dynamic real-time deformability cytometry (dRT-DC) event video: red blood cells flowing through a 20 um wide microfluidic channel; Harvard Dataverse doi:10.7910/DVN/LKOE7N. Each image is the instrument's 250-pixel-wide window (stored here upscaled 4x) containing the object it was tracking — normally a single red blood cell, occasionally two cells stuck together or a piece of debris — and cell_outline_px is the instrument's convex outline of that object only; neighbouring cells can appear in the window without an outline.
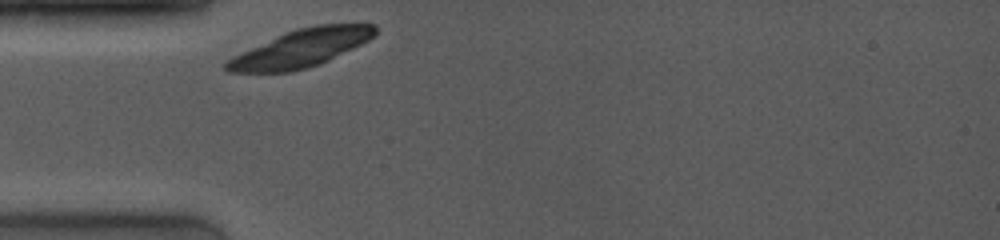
{"species": "common noctule bat (a hibernating species)", "species_latin": "Nyctalus noctula", "temperature_condition": "room temperature", "stored_images_in_passage": 1, "camera_frame_rate_fps": 4000, "um_per_image_px": 0.085, "animal": {"sex": "female", "body_mass_g": 19.0, "forearm_length_mm": 53.3}, "frame": {"image": 1, "passage_image": 1, "time_ms": 0.0, "image_size_px": [1000, 240], "cell_outline_px": [[376, 32], [368, 40], [320, 64], [288, 72], [228, 72], [224, 68], [224, 64], [232, 56], [296, 28], [316, 24], [376, 24]], "centroid_in_image_um": [25.57, 4.1], "position_along_channel_um": 59.4, "area_um2": 32.02}}